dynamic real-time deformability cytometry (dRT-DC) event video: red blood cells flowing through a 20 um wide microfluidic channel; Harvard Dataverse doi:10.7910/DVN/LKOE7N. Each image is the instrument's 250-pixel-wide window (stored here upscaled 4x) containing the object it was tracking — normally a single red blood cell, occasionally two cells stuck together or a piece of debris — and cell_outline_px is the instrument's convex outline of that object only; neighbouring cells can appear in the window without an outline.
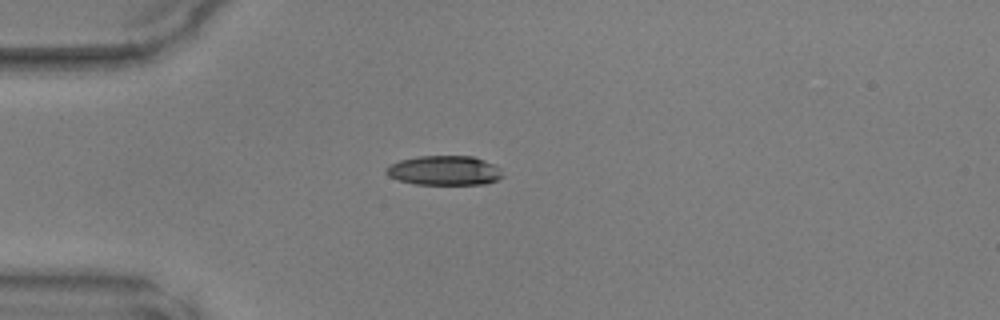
{"species": "common noctule bat (a hibernating species)", "species_latin": "Nyctalus noctula", "temperature_condition": "warm", "stored_images_in_passage": 12, "camera_frame_rate_fps": 3000, "um_per_image_px": 0.085, "animal": {"sex": "male", "body_mass_g": 17.9, "forearm_length_mm": 54.2}, "frame": {"image": 1, "passage_image": 1, "time_ms": 0.0, "image_size_px": [1000, 320], "cell_outline_px": [[504, 176], [496, 180], [484, 184], [416, 184], [400, 180], [388, 176], [384, 172], [384, 168], [400, 160], [420, 156], [472, 156], [484, 160], [500, 168]], "centroid_in_image_um": [37.76, 14.49], "position_along_channel_um": 47.2, "area_um2": 19.94}}